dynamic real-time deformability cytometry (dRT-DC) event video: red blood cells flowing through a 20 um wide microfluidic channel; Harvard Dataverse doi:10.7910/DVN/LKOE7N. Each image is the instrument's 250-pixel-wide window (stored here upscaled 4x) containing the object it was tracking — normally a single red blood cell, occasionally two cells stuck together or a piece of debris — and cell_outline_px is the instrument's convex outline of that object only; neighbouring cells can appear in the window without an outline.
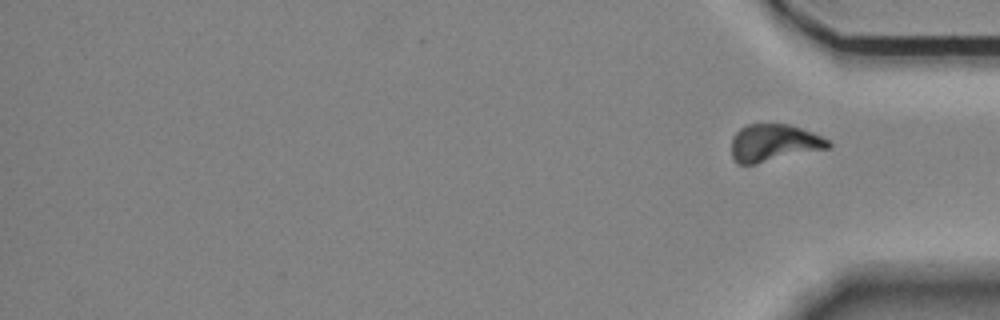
{"species": "Egyptian fruit bat (a non-hibernating species)", "species_latin": "Rousettus aegyptiacus", "temperature_condition": "room temperature", "stored_images_in_passage": 12, "segment_of_instrument_passage": [2, 2], "camera_frame_rate_fps": 3000, "um_per_image_px": 0.085, "animal": {"sex": "female"}, "frame": {"image": 1, "passage_image": 12, "time_ms": 13.667, "image_size_px": [1000, 320], "cell_outline_px": [[832, 148], [756, 164], [736, 164], [732, 160], [732, 136], [740, 128], [748, 124], [788, 124], [812, 132], [828, 140], [832, 144]], "centroid_in_image_um": [65.78, 12.16], "position_along_channel_um": 369.4, "area_um2": 21.27}}